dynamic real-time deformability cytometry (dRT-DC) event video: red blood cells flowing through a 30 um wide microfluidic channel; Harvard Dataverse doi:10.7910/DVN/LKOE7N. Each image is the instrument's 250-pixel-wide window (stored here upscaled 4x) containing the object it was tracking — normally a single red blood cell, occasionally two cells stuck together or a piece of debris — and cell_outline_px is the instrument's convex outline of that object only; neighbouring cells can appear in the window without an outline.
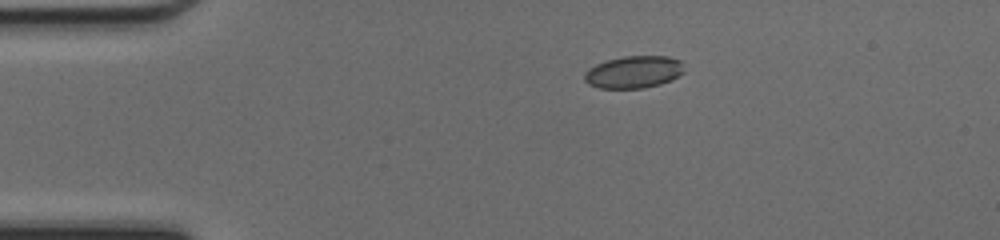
{"species": "common noctule bat (a hibernating species)", "species_latin": "Nyctalus noctula", "temperature_condition": "cold", "stored_images_in_passage": 40, "camera_frame_rate_fps": 3000, "um_per_image_px": 0.085, "animal": {"sex": "female", "body_mass_g": 17.0, "forearm_length_mm": 48.0}, "frame": {"image": 1, "passage_image": 1, "time_ms": 0.0, "image_size_px": [1000, 240], "cell_outline_px": [[684, 72], [672, 80], [660, 84], [644, 88], [600, 88], [588, 84], [584, 80], [584, 72], [588, 68], [596, 64], [608, 60], [624, 56], [668, 56], [680, 60]], "centroid_in_image_um": [53.85, 6.12], "position_along_channel_um": 31.1, "area_um2": 18.79}}
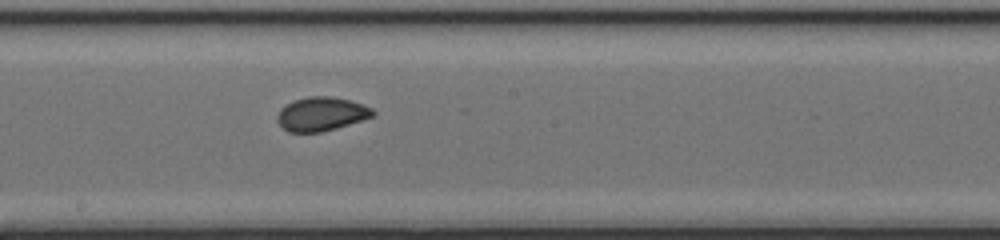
{"frame": {"image": 2, "passage_image": 18, "time_ms": 5.667, "image_size_px": [1000, 240], "cell_outline_px": [[376, 116], [364, 120], [336, 128], [320, 132], [288, 132], [276, 120], [276, 116], [280, 108], [296, 100], [308, 96], [332, 96], [348, 100], [372, 108], [376, 112]], "centroid_in_image_um": [27.33, 9.69], "position_along_channel_um": 220.9, "area_um2": 18.84}}
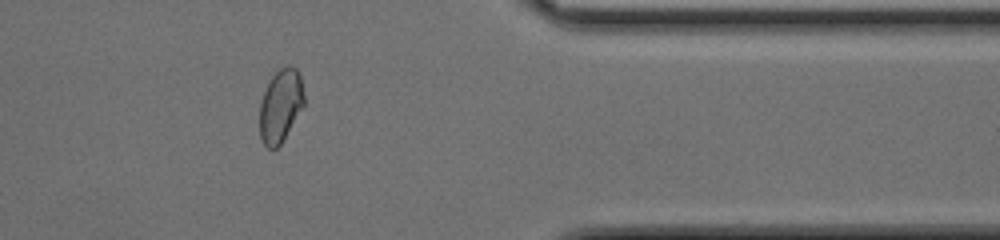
{"frame": {"image": 3, "passage_image": 31, "time_ms": 10.0, "image_size_px": [1000, 240], "cell_outline_px": [[304, 104], [280, 144], [276, 148], [268, 148], [264, 144], [260, 136], [260, 100], [272, 76], [280, 68], [288, 64], [296, 68], [300, 72], [304, 96]], "centroid_in_image_um": [23.85, 8.94], "position_along_channel_um": 387.6, "area_um2": 18.67}, "authors_computed_cell_mechanics": {"area_um2": 19.0162, "velocity_mm_per_s": 4.2801, "shape_relaxation_time_tau1_ms": 3.3179, "shape_relaxation_time_tau2_ms": 1.1036, "deformation_change_tau1": 0.1037, "deformation_change_tau2": 0.0462}}